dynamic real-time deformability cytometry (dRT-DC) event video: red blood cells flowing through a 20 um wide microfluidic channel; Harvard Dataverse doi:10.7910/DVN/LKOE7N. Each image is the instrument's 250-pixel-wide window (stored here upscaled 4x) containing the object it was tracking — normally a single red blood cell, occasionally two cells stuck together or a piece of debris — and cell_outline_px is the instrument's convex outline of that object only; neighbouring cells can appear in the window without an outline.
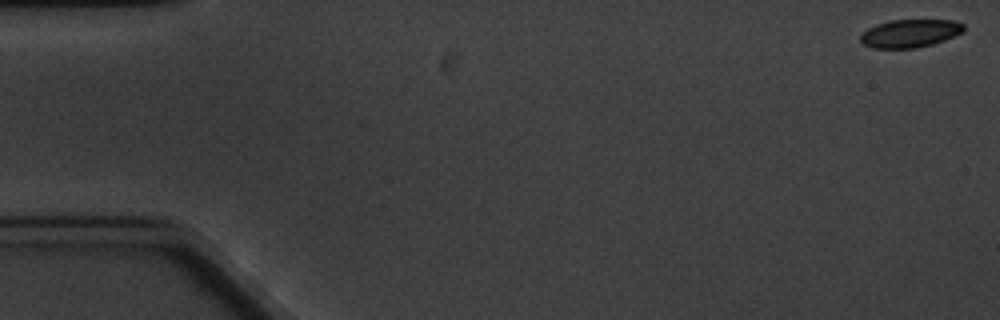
{"species": "common noctule bat (a hibernating species)", "species_latin": "Nyctalus noctula", "temperature_condition": "cold", "stored_images_in_passage": 7, "camera_frame_rate_fps": 3000, "um_per_image_px": 0.085, "animal": {"sex": "male", "body_mass_g": 20.1, "forearm_length_mm": 53.5}, "frame": {"image": 1, "passage_image": 1, "time_ms": 0.0, "image_size_px": [1000, 320], "cell_outline_px": [[964, 32], [944, 40], [932, 44], [916, 48], [872, 48], [864, 44], [860, 40], [860, 36], [868, 28], [876, 24], [892, 20], [952, 20], [964, 24]], "centroid_in_image_um": [77.36, 2.83], "position_along_channel_um": 7.6, "area_um2": 16.82}}
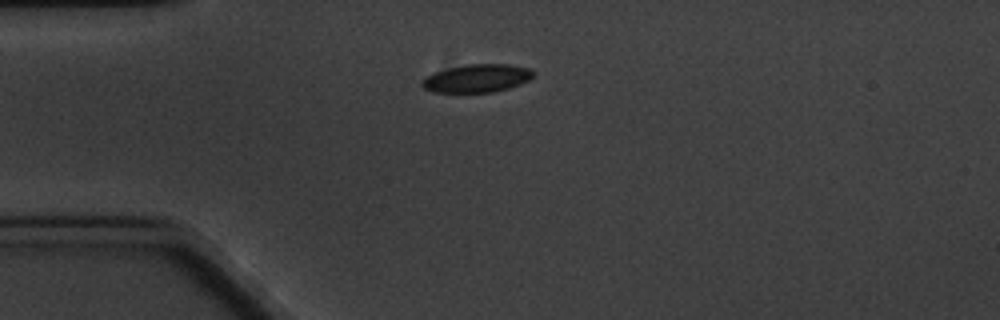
{"frame": {"image": 2, "passage_image": 5, "time_ms": 4.667, "image_size_px": [1000, 320], "cell_outline_px": [[536, 72], [528, 80], [520, 84], [508, 88], [492, 92], [432, 92], [424, 88], [420, 84], [420, 80], [436, 72], [448, 68], [464, 64], [508, 64], [528, 68]], "centroid_in_image_um": [40.53, 6.65], "position_along_channel_um": 44.5, "area_um2": 18.15}}